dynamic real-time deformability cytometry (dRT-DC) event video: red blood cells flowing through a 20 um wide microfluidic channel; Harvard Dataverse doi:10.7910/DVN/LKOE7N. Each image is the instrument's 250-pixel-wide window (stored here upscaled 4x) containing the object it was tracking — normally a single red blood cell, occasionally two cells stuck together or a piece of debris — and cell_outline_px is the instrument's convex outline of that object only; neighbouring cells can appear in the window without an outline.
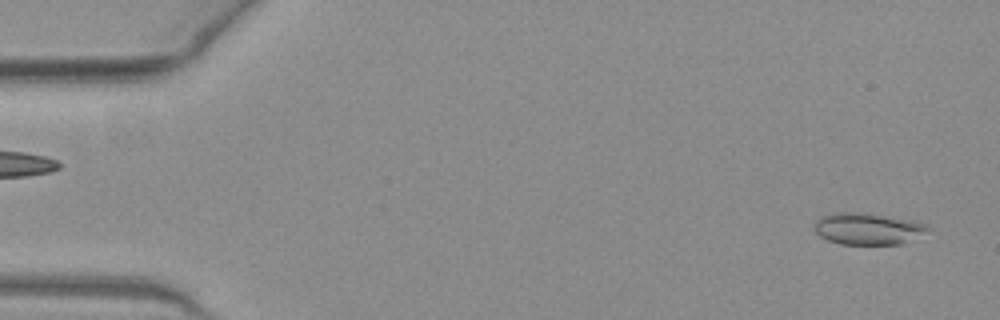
{"species": "common noctule bat (a hibernating species)", "species_latin": "Nyctalus noctula", "temperature_condition": "warm", "stored_images_in_passage": 51, "camera_frame_rate_fps": 3000, "um_per_image_px": 0.085, "animal": {"sex": "female", "body_mass_g": 19.3, "forearm_length_mm": 54.1}, "frame": {"image": 1, "passage_image": 2, "time_ms": 0.333, "image_size_px": [1000, 320], "cell_outline_px": [[928, 228], [900, 244], [840, 244], [828, 240], [820, 236], [812, 228], [816, 220], [820, 216], [836, 212], [860, 212], [912, 220], [924, 224]], "centroid_in_image_um": [73.61, 19.43], "position_along_channel_um": 11.4, "area_um2": 20.46}}
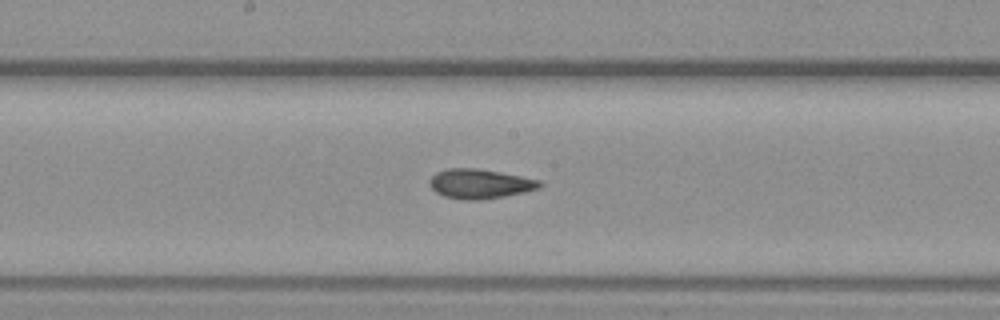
{"frame": {"image": 2, "passage_image": 26, "time_ms": 8.333, "image_size_px": [1000, 320], "cell_outline_px": [[544, 184], [540, 188], [524, 192], [504, 196], [476, 200], [460, 200], [444, 196], [436, 192], [428, 184], [428, 180], [436, 172], [448, 168], [476, 168], [500, 172], [540, 180]], "centroid_in_image_um": [40.77, 15.62], "position_along_channel_um": 207.4, "area_um2": 19.02}}
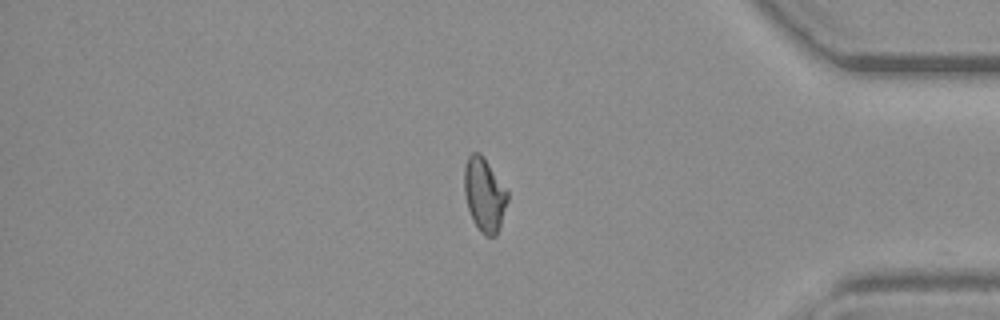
{"frame": {"image": 3, "passage_image": 42, "time_ms": 13.667, "image_size_px": [1000, 320], "cell_outline_px": [[508, 200], [496, 236], [484, 236], [480, 232], [472, 220], [468, 208], [464, 192], [464, 168], [468, 156], [472, 152], [480, 152], [508, 192]], "centroid_in_image_um": [41.15, 16.56], "position_along_channel_um": 394.1, "area_um2": 18.44}, "authors_computed_cell_mechanics": {"area_um2": 19.074, "velocity_mm_per_s": 4.0582, "shape_relaxation_time_tau1_ms": 10.4635, "shape_relaxation_time_tau2_ms": 5.2908, "deformation_change_tau1": 0.1974, "deformation_change_tau2": 0.1124}}